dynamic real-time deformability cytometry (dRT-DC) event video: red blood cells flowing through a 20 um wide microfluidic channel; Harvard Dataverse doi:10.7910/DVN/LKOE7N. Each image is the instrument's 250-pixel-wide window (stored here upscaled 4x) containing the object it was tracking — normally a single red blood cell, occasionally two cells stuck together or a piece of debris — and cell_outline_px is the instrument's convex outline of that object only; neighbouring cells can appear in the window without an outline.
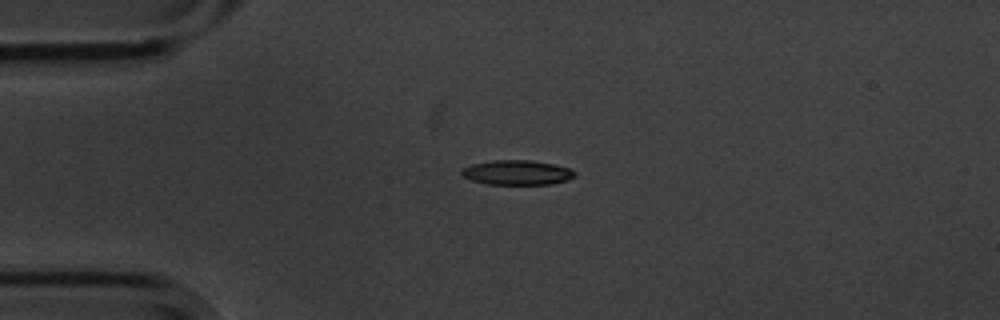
{"species": "common noctule bat (a hibernating species)", "species_latin": "Nyctalus noctula", "temperature_condition": "cold", "stored_images_in_passage": 3, "camera_frame_rate_fps": 3000, "um_per_image_px": 0.085, "animal": {"sex": "male", "body_mass_g": 20.1, "forearm_length_mm": 53.5}, "frame": {"image": 1, "passage_image": 2, "time_ms": 0.333, "image_size_px": [1000, 320], "cell_outline_px": [[576, 176], [568, 180], [552, 184], [488, 184], [472, 180], [464, 176], [460, 172], [464, 168], [472, 164], [492, 160], [532, 160], [572, 168], [576, 172]], "centroid_in_image_um": [44.01, 14.66], "position_along_channel_um": 41.0, "area_um2": 16.3}}